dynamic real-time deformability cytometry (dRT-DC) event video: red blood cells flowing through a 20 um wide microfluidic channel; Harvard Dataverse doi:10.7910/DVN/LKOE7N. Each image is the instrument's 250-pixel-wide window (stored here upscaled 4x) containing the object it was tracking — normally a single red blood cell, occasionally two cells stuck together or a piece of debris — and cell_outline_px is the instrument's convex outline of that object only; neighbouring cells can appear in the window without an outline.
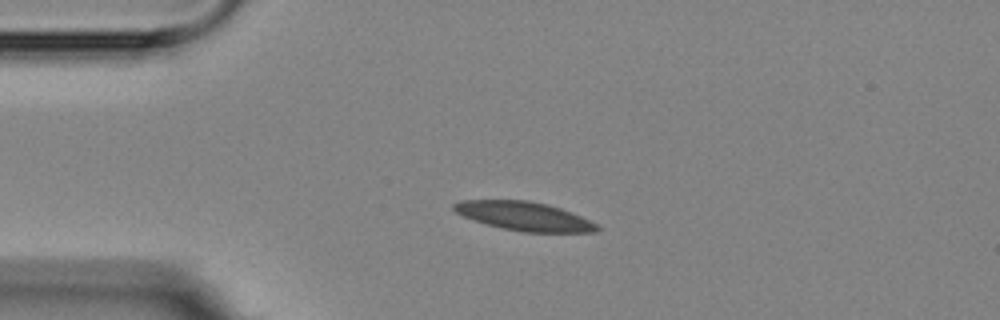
{"species": "Egyptian fruit bat (a non-hibernating species)", "species_latin": "Rousettus aegyptiacus", "temperature_condition": "room temperature", "stored_images_in_passage": 4, "camera_frame_rate_fps": 3000, "um_per_image_px": 0.085, "animal": {"sex": "female"}, "frame": {"image": 1, "passage_image": 3, "time_ms": 2.333, "image_size_px": [1000, 320], "cell_outline_px": [[600, 228], [596, 232], [524, 232], [504, 228], [488, 224], [464, 216], [456, 212], [452, 208], [452, 204], [460, 200], [528, 200], [548, 204], [560, 208], [600, 224]], "centroid_in_image_um": [44.59, 18.37], "position_along_channel_um": 40.4, "area_um2": 23.87}}